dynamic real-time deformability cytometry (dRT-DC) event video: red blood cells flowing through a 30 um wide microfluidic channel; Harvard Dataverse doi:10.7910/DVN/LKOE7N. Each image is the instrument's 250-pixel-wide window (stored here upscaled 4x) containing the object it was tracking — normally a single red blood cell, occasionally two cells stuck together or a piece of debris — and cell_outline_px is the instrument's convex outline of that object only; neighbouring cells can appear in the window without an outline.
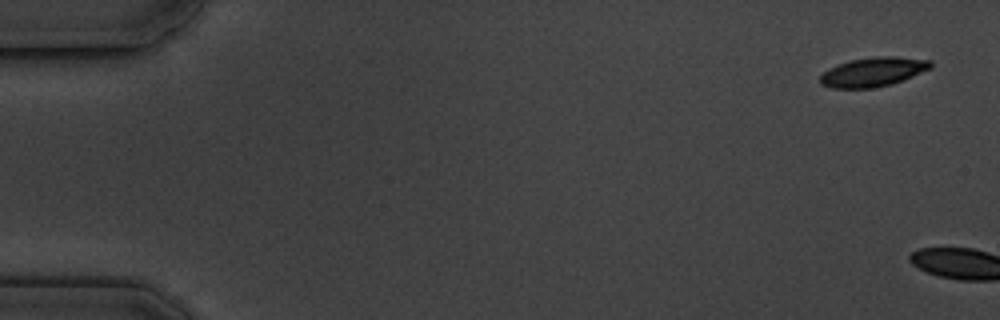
{"species": "common noctule bat (a hibernating species)", "species_latin": "Nyctalus noctula", "temperature_condition": "cold", "stored_images_in_passage": 2, "camera_frame_rate_fps": 3000, "um_per_image_px": 0.085, "animal": {"sex": "male", "body_mass_g": 19.5, "forearm_length_mm": 54.6}, "frame": {"image": 1, "passage_image": 1, "time_ms": 0.0, "image_size_px": [1000, 320], "cell_outline_px": [[932, 68], [892, 84], [872, 88], [832, 88], [820, 84], [820, 76], [828, 68], [836, 64], [852, 60], [876, 56], [892, 56], [932, 60]], "centroid_in_image_um": [74.21, 6.11], "position_along_channel_um": 10.8, "area_um2": 18.84}}